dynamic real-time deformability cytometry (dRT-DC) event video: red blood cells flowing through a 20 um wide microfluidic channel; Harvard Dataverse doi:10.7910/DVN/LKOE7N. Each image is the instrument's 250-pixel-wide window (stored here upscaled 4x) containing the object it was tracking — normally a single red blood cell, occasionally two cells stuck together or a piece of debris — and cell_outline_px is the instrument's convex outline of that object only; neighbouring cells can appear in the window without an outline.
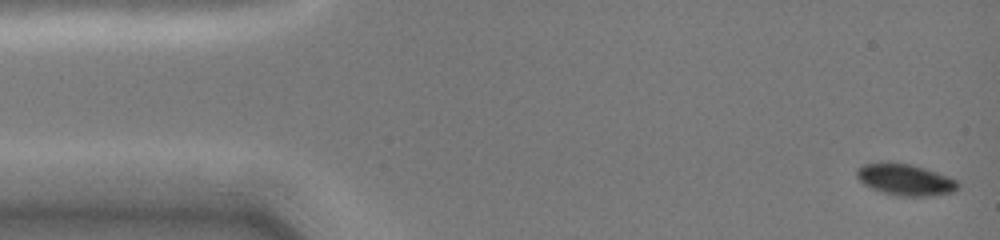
{"species": "common noctule bat (a hibernating species)", "species_latin": "Nyctalus noctula", "temperature_condition": "cold", "stored_images_in_passage": 18, "camera_frame_rate_fps": 3000, "um_per_image_px": 0.085, "animal": {"sex": "female", "body_mass_g": 19.0, "forearm_length_mm": 51.5}, "frame": {"image": 1, "passage_image": 1, "time_ms": 0.0, "image_size_px": [1000, 240], "cell_outline_px": [[960, 188], [952, 192], [932, 196], [900, 196], [884, 192], [872, 188], [864, 184], [856, 176], [856, 168], [864, 164], [912, 164], [948, 176], [956, 180], [960, 184]], "centroid_in_image_um": [77.0, 15.29], "position_along_channel_um": 8.0, "area_um2": 18.15}}
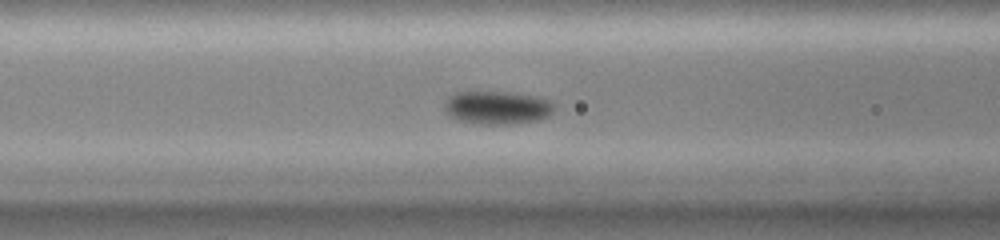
{"frame": {"image": 2, "passage_image": 11, "time_ms": 5.667, "image_size_px": [1000, 240], "cell_outline_px": [[556, 104], [552, 112], [548, 116], [536, 120], [512, 124], [480, 124], [460, 120], [448, 116], [444, 112], [444, 100], [448, 96], [456, 92], [512, 92], [536, 96], [548, 100]], "centroid_in_image_um": [42.23, 9.14], "position_along_channel_um": 124.4, "area_um2": 21.44}}
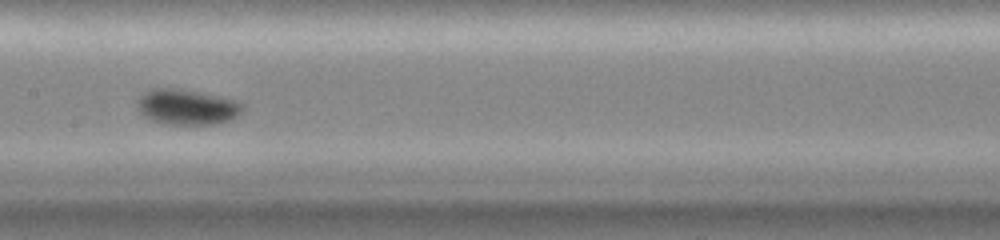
{"frame": {"image": 3, "passage_image": 16, "time_ms": 7.333, "image_size_px": [1000, 240], "cell_outline_px": [[244, 108], [232, 120], [216, 124], [164, 124], [152, 120], [144, 116], [136, 108], [136, 100], [144, 92], [152, 88], [180, 88], [220, 96], [236, 100], [244, 104]], "centroid_in_image_um": [15.87, 9.08], "position_along_channel_um": 191.5, "area_um2": 22.08}}